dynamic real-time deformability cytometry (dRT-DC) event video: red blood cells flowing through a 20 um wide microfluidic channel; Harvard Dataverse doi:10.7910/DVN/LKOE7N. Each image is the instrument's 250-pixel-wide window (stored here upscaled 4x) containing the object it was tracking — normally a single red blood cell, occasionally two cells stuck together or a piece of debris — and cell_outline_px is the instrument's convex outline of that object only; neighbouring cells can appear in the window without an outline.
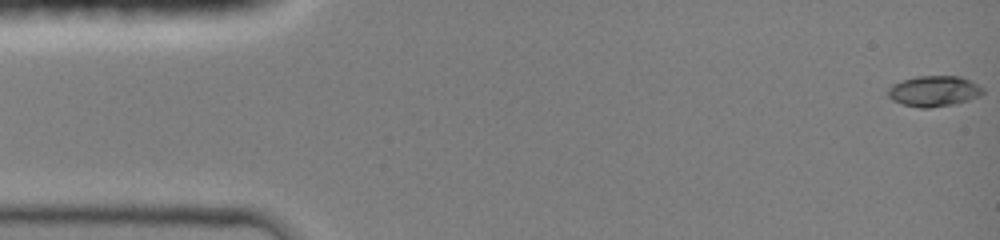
{"species": "common noctule bat (a hibernating species)", "species_latin": "Nyctalus noctula", "temperature_condition": "room temperature", "stored_images_in_passage": 44, "camera_frame_rate_fps": 3000, "um_per_image_px": 0.085, "animal": {"sex": "female", "body_mass_g": 19.0, "forearm_length_mm": 51.5}, "frame": {"image": 1, "passage_image": 1, "time_ms": 0.0, "image_size_px": [1000, 240], "cell_outline_px": [[984, 92], [980, 96], [956, 104], [928, 108], [920, 108], [904, 104], [892, 100], [888, 96], [888, 88], [892, 84], [916, 76], [960, 76], [984, 88]], "centroid_in_image_um": [79.39, 7.75], "position_along_channel_um": 5.6, "area_um2": 16.94}}
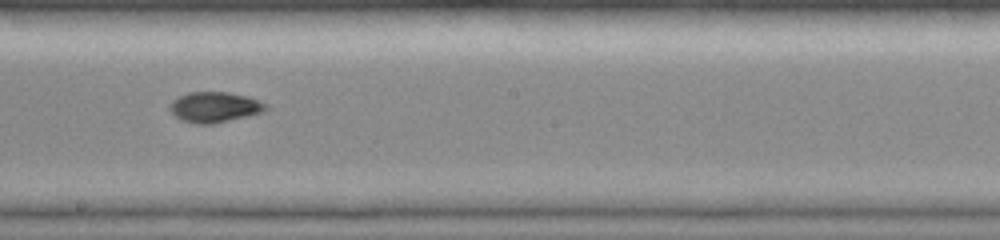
{"frame": {"image": 2, "passage_image": 26, "time_ms": 8.333, "image_size_px": [1000, 240], "cell_outline_px": [[268, 108], [264, 112], [216, 124], [196, 124], [184, 120], [176, 116], [168, 108], [172, 100], [188, 92], [228, 92], [248, 96], [268, 104]], "centroid_in_image_um": [18.28, 9.11], "position_along_channel_um": 229.9, "area_um2": 17.17}}
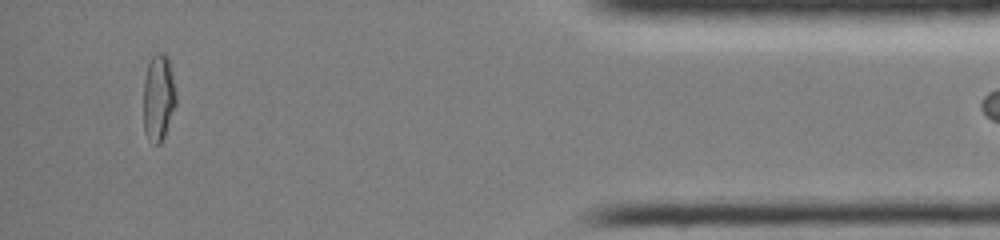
{"frame": {"image": 3, "passage_image": 43, "time_ms": 14.0, "image_size_px": [1000, 240], "cell_outline_px": [[176, 104], [164, 136], [160, 144], [156, 144], [148, 140], [144, 132], [144, 80], [148, 64], [152, 56], [156, 52], [164, 52], [168, 56], [176, 96]], "centroid_in_image_um": [13.46, 8.29], "position_along_channel_um": 421.7, "area_um2": 16.42}}